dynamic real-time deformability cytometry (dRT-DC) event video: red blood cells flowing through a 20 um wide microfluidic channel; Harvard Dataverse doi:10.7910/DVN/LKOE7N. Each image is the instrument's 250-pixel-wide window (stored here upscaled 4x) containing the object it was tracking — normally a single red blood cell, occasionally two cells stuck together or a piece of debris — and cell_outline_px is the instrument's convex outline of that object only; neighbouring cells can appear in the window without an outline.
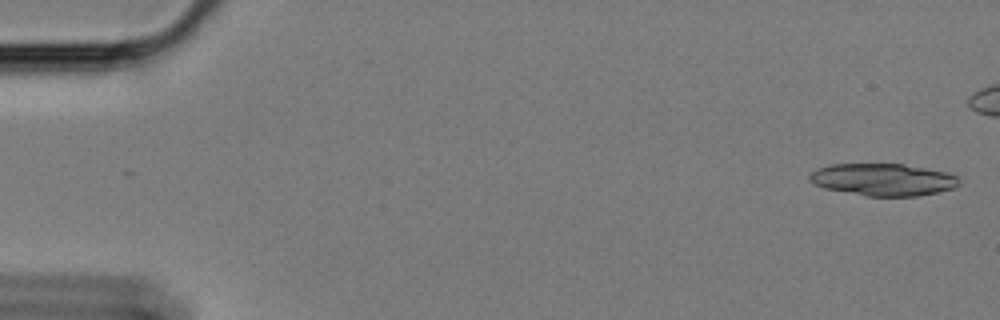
{"species": "Egyptian fruit bat (a non-hibernating species)", "species_latin": "Rousettus aegyptiacus", "temperature_condition": "cold", "stored_images_in_passage": 33, "camera_frame_rate_fps": 3000, "um_per_image_px": 0.085, "animal": {"sex": "female"}, "frame": {"image": 1, "passage_image": 2, "time_ms": 0.333, "image_size_px": [1000, 320], "cell_outline_px": [[960, 184], [952, 188], [936, 192], [916, 196], [868, 196], [824, 188], [816, 184], [808, 176], [816, 168], [828, 164], [904, 164], [948, 172], [956, 176], [960, 180]], "centroid_in_image_um": [75.07, 15.25], "position_along_channel_um": 9.9, "area_um2": 27.92}}
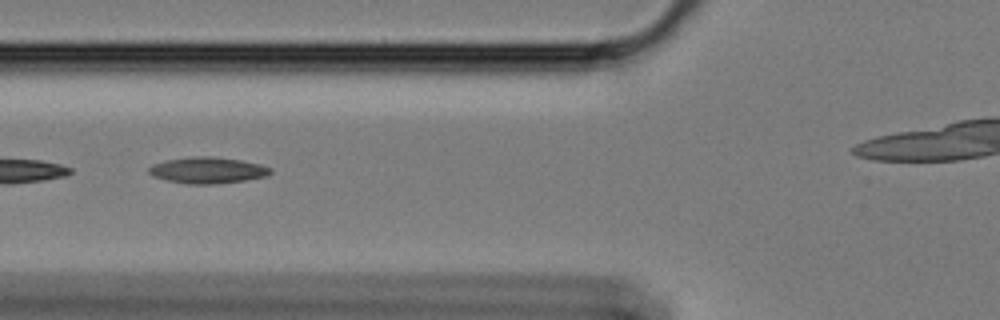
{"frame": {"image": 2, "passage_image": 23, "time_ms": 7.333, "image_size_px": [1000, 320], "cell_outline_px": [[272, 172], [264, 176], [244, 180], [216, 184], [188, 184], [168, 180], [152, 176], [148, 172], [148, 168], [152, 164], [164, 160], [192, 156], [212, 156], [240, 160], [260, 164], [272, 168]], "centroid_in_image_um": [17.61, 14.46], "position_along_channel_um": 108.2, "area_um2": 18.61}}